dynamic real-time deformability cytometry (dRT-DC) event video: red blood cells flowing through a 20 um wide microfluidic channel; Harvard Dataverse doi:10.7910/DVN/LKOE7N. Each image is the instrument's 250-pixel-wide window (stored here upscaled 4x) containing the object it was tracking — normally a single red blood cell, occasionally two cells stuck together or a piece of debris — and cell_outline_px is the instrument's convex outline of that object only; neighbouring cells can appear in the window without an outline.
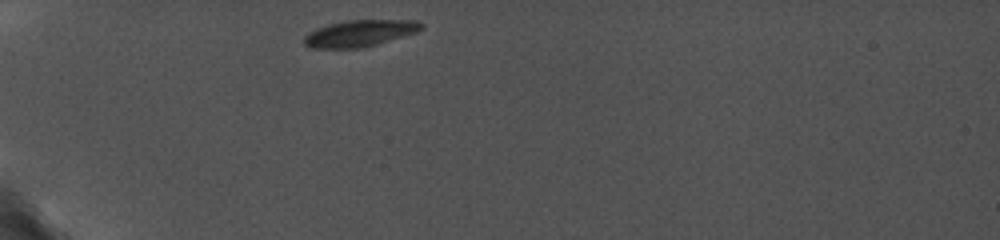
{"species": "common noctule bat (a hibernating species)", "species_latin": "Nyctalus noctula", "temperature_condition": "cold", "stored_images_in_passage": 46, "camera_frame_rate_fps": 5000, "um_per_image_px": 0.085, "animal": {"sex": "female", "body_mass_g": 19.0, "forearm_length_mm": 56.7}, "frame": {"image": 1, "passage_image": 1, "time_ms": 0.0, "image_size_px": [1000, 240], "cell_outline_px": [[424, 28], [416, 32], [364, 48], [312, 48], [304, 44], [304, 36], [308, 32], [316, 28], [328, 24], [344, 20], [416, 20], [424, 24]], "centroid_in_image_um": [30.57, 2.82], "position_along_channel_um": 54.4, "area_um2": 18.26}}
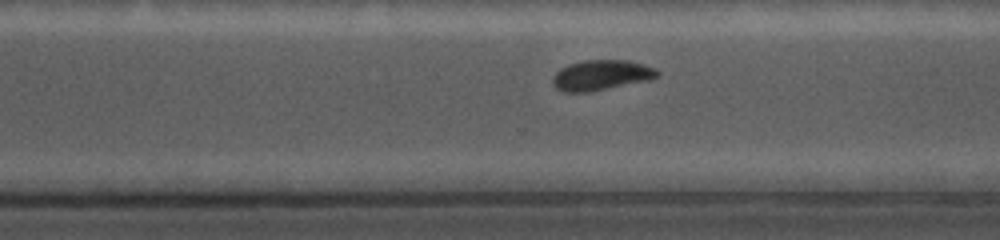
{"frame": {"image": 2, "passage_image": 32, "time_ms": 7.8, "image_size_px": [1000, 240], "cell_outline_px": [[660, 72], [656, 76], [648, 80], [588, 92], [564, 92], [556, 88], [552, 84], [552, 76], [560, 68], [568, 64], [584, 60], [628, 60], [644, 64], [656, 68]], "centroid_in_image_um": [51.07, 6.38], "position_along_channel_um": 319.5, "area_um2": 18.44}}
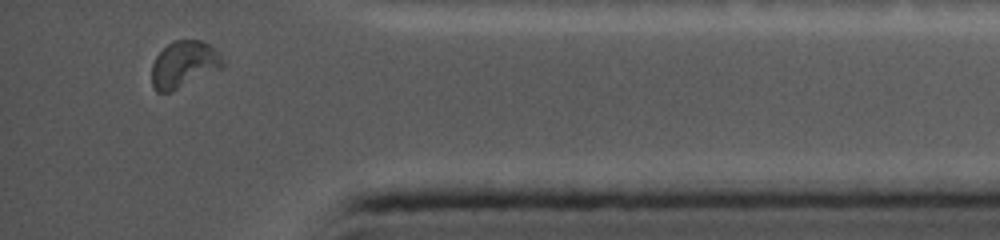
{"frame": {"image": 3, "passage_image": 43, "time_ms": 10.6, "image_size_px": [1000, 240], "cell_outline_px": [[224, 64], [220, 68], [172, 92], [156, 92], [152, 84], [152, 64], [156, 56], [172, 40], [200, 40], [208, 44], [224, 60]], "centroid_in_image_um": [15.59, 5.48], "position_along_channel_um": 419.6, "area_um2": 19.02}, "authors_computed_cell_mechanics": {"area_um2": 18.6983, "velocity_mm_per_s": 3.754, "shape_relaxation_time_tau1_ms": null, "shape_relaxation_time_tau2_ms": 6.5396, "deformation_change_tau1": null, "deformation_change_tau2": 0.055}}